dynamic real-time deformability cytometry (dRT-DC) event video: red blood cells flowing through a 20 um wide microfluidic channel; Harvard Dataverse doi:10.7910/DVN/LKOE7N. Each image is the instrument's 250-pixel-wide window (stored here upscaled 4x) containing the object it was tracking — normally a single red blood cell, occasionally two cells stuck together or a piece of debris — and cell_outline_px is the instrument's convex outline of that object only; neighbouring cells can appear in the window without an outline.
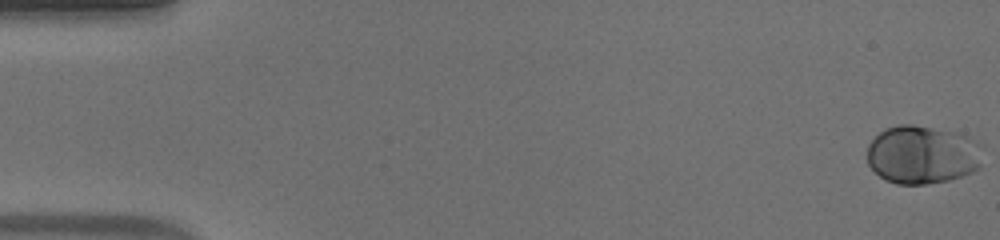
{"species": "human", "species_latin": "Homo sapiens", "temperature_condition": "warm", "stored_images_in_passage": 54, "camera_frame_rate_fps": 3000, "um_per_image_px": 0.085, "donor": {"sex": "male"}, "frame": {"image": 1, "passage_image": 1, "time_ms": 0.0, "image_size_px": [1000, 240], "cell_outline_px": [[980, 168], [972, 172], [948, 180], [924, 184], [896, 184], [880, 176], [868, 164], [868, 144], [884, 128], [900, 124], [912, 124], [952, 132], [968, 136], [980, 144]], "centroid_in_image_um": [78.38, 13.14], "position_along_channel_um": 6.6, "area_um2": 39.02}}
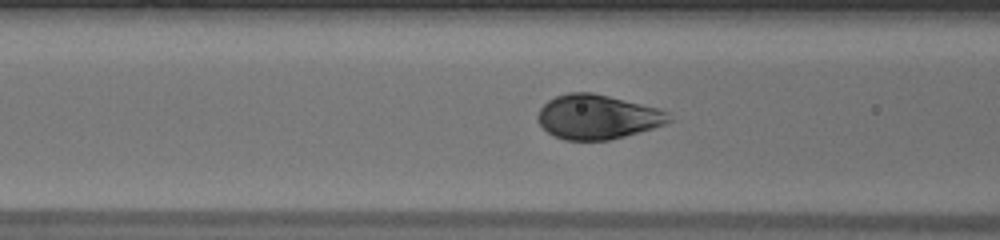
{"frame": {"image": 2, "passage_image": 22, "time_ms": 7.0, "image_size_px": [1000, 240], "cell_outline_px": [[672, 120], [664, 124], [652, 128], [624, 136], [608, 140], [564, 140], [552, 136], [536, 120], [536, 116], [540, 108], [548, 100], [556, 96], [568, 92], [592, 92], [660, 108], [668, 112]], "centroid_in_image_um": [50.76, 9.93], "position_along_channel_um": 115.8, "area_um2": 34.04}}
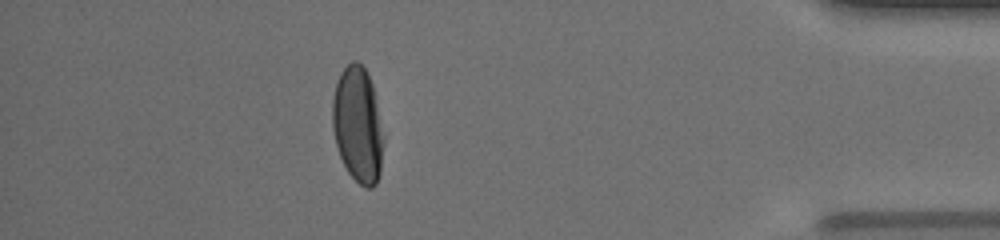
{"frame": {"image": 3, "passage_image": 48, "time_ms": 15.667, "image_size_px": [1000, 240], "cell_outline_px": [[384, 140], [380, 172], [376, 184], [372, 188], [364, 188], [348, 172], [340, 156], [336, 144], [332, 128], [332, 100], [336, 84], [340, 72], [352, 60], [356, 60], [364, 68], [372, 84], [384, 136]], "centroid_in_image_um": [30.41, 10.62], "position_along_channel_um": 404.8, "area_um2": 34.45}, "authors_computed_cell_mechanics": {"area_um2": 35.7204, "velocity_mm_per_s": 3.8584, "shape_relaxation_time_tau1_ms": 2.4946, "shape_relaxation_time_tau2_ms": null, "deformation_change_tau1": 0.1664, "deformation_change_tau2": null}}